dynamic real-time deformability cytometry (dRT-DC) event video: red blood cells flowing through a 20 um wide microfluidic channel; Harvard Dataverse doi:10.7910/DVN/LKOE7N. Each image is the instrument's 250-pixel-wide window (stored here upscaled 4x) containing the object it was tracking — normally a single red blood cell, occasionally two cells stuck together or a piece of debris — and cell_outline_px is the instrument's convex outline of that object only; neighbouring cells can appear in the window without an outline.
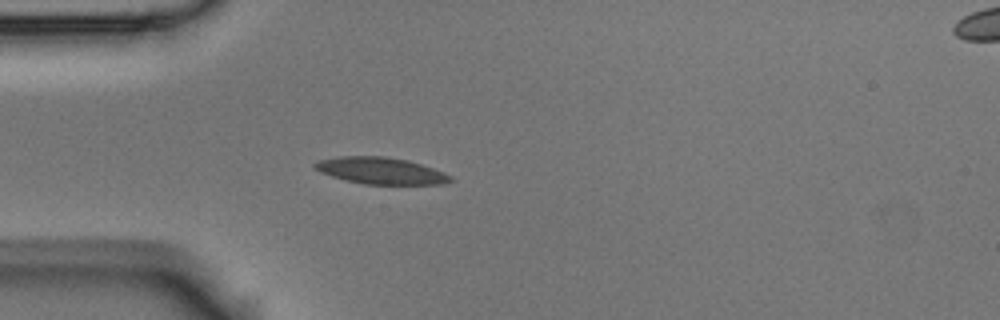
{"species": "Egyptian fruit bat (a non-hibernating species)", "species_latin": "Rousettus aegyptiacus", "temperature_condition": "room temperature", "stored_images_in_passage": 4, "camera_frame_rate_fps": 3000, "um_per_image_px": 0.085, "animal": {"sex": "male"}, "frame": {"image": 1, "passage_image": 4, "time_ms": 1.0, "image_size_px": [1000, 320], "cell_outline_px": [[456, 180], [444, 184], [364, 184], [332, 176], [320, 172], [312, 168], [312, 164], [320, 160], [340, 156], [384, 156], [408, 160], [444, 172], [452, 176]], "centroid_in_image_um": [32.39, 14.51], "position_along_channel_um": 52.6, "area_um2": 21.1}}